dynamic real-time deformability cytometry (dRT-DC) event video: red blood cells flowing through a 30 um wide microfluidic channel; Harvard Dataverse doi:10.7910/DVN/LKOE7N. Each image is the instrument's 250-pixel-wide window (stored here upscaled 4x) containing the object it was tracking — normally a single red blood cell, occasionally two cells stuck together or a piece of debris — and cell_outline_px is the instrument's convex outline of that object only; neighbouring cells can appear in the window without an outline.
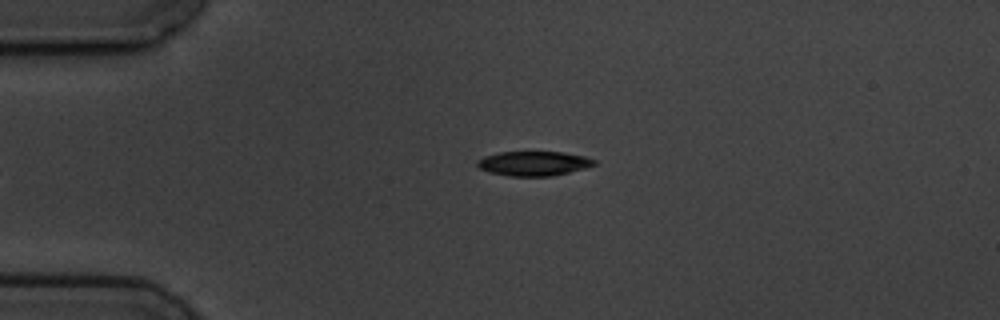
{"species": "common noctule bat (a hibernating species)", "species_latin": "Nyctalus noctula", "temperature_condition": "cold", "stored_images_in_passage": 4, "camera_frame_rate_fps": 3000, "um_per_image_px": 0.085, "animal": {"sex": "male", "body_mass_g": 19.5, "forearm_length_mm": 54.6}, "frame": {"image": 1, "passage_image": 4, "time_ms": 4.333, "image_size_px": [1000, 320], "cell_outline_px": [[596, 164], [584, 168], [552, 176], [508, 176], [488, 172], [480, 168], [476, 164], [476, 160], [484, 156], [500, 152], [564, 152], [584, 156], [596, 160]], "centroid_in_image_um": [45.33, 13.89], "position_along_channel_um": 39.7, "area_um2": 16.7}}